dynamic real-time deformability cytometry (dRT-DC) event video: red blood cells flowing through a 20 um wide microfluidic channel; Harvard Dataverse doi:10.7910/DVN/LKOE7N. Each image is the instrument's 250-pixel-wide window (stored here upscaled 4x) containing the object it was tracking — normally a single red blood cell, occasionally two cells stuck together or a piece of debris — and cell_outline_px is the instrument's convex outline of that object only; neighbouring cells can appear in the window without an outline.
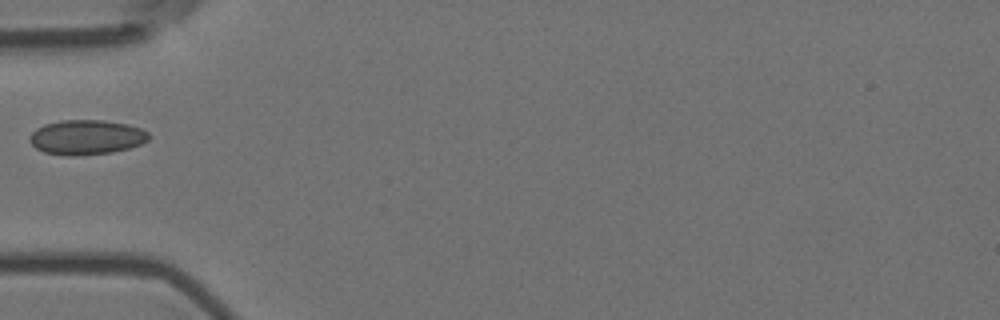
{"species": "Egyptian fruit bat (a non-hibernating species)", "species_latin": "Rousettus aegyptiacus", "temperature_condition": "room temperature", "stored_images_in_passage": 39, "camera_frame_rate_fps": 3000, "um_per_image_px": 0.085, "animal": {"sex": "female"}, "frame": {"image": 1, "passage_image": 1, "time_ms": 0.0, "image_size_px": [1000, 320], "cell_outline_px": [[148, 140], [140, 144], [128, 148], [112, 152], [76, 156], [68, 156], [44, 152], [36, 148], [28, 140], [28, 136], [36, 128], [44, 124], [60, 120], [104, 120], [128, 124], [140, 128], [148, 132]], "centroid_in_image_um": [7.31, 11.66], "position_along_channel_um": 77.7, "area_um2": 24.22}}
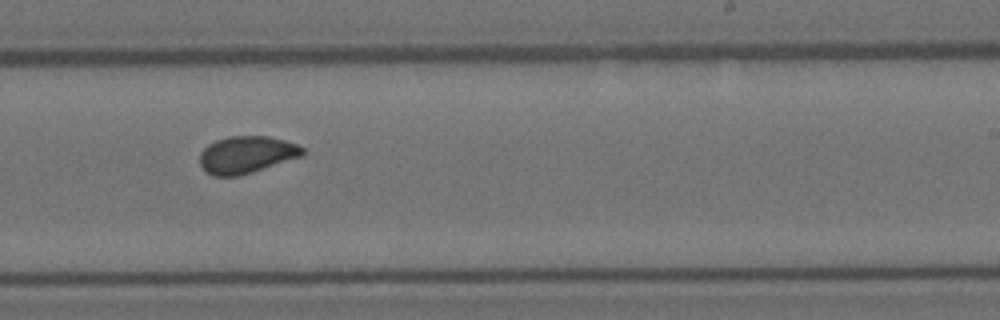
{"frame": {"image": 2, "passage_image": 17, "time_ms": 5.333, "image_size_px": [1000, 320], "cell_outline_px": [[304, 156], [252, 172], [236, 176], [212, 176], [200, 164], [200, 152], [208, 144], [216, 140], [228, 136], [268, 136], [284, 140], [296, 144], [304, 148]], "centroid_in_image_um": [20.97, 13.14], "position_along_channel_um": 268.0, "area_um2": 22.25}}
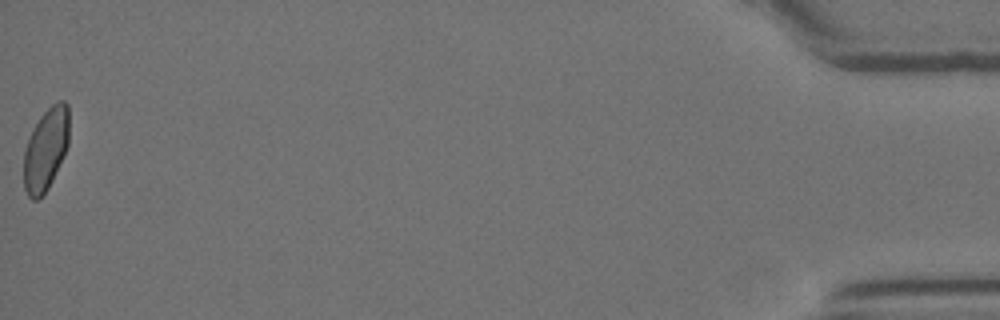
{"frame": {"image": 3, "passage_image": 39, "time_ms": 12.667, "image_size_px": [1000, 320], "cell_outline_px": [[68, 144], [52, 180], [48, 188], [36, 200], [32, 200], [28, 196], [24, 188], [24, 152], [32, 128], [40, 116], [56, 100], [64, 100], [68, 104]], "centroid_in_image_um": [3.88, 12.65], "position_along_channel_um": 431.3, "area_um2": 21.56}}